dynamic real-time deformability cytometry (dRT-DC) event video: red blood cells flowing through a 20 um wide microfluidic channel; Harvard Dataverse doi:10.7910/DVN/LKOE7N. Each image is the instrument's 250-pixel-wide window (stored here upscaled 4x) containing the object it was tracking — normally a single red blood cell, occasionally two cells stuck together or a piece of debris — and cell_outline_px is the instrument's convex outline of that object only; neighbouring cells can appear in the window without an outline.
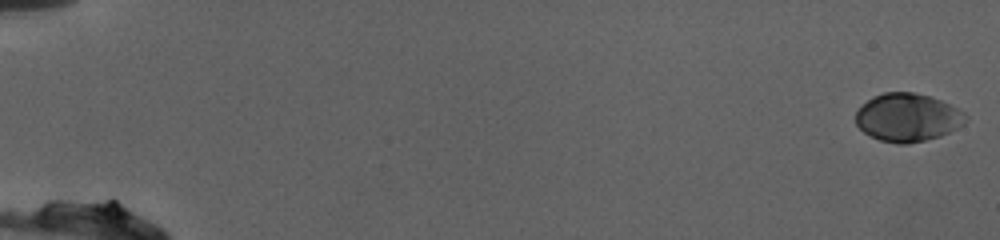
{"species": "human", "species_latin": "Homo sapiens", "temperature_condition": "cold", "stored_images_in_passage": 49, "camera_frame_rate_fps": 3000, "um_per_image_px": 0.085, "donor": {"sex": "female"}, "frame": {"image": 1, "passage_image": 1, "time_ms": 0.0, "image_size_px": [1000, 240], "cell_outline_px": [[968, 120], [964, 124], [940, 136], [908, 144], [896, 144], [880, 140], [864, 132], [856, 124], [856, 112], [872, 96], [884, 92], [916, 92], [932, 96], [964, 112], [968, 116]], "centroid_in_image_um": [77.16, 9.98], "position_along_channel_um": 7.8, "area_um2": 30.81}}
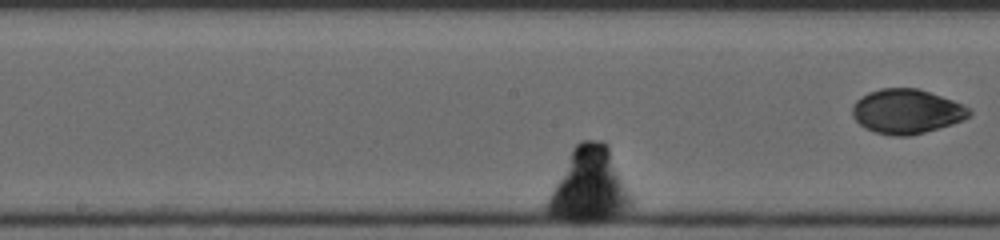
{"frame": {"image": 2, "passage_image": 28, "time_ms": 9.0, "image_size_px": [1000, 240], "cell_outline_px": [[632, 204], [628, 208], [620, 212], [600, 220], [576, 224], [552, 216], [544, 208], [544, 204], [572, 148], [580, 140], [604, 140], [608, 144], [632, 196]], "centroid_in_image_um": [50.05, 15.76], "position_along_channel_um": 198.2, "area_um2": 36.41}}
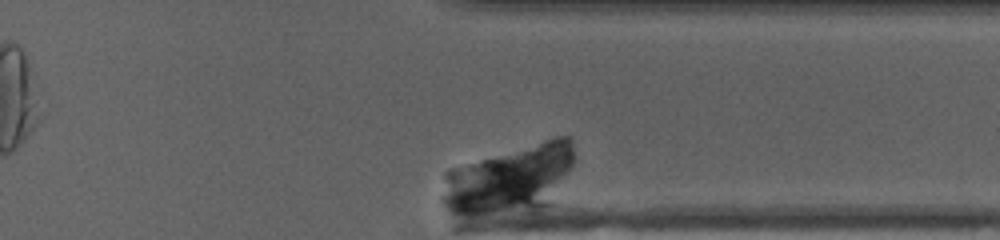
{"frame": {"image": 3, "passage_image": 49, "time_ms": 16.0, "image_size_px": [1000, 240], "cell_outline_px": [[572, 164], [552, 204], [536, 212], [468, 216], [452, 216], [444, 204], [444, 172], [448, 168], [556, 136], [568, 136], [572, 140]], "centroid_in_image_um": [43.31, 15.29], "position_along_channel_um": 368.1, "area_um2": 53.58}}